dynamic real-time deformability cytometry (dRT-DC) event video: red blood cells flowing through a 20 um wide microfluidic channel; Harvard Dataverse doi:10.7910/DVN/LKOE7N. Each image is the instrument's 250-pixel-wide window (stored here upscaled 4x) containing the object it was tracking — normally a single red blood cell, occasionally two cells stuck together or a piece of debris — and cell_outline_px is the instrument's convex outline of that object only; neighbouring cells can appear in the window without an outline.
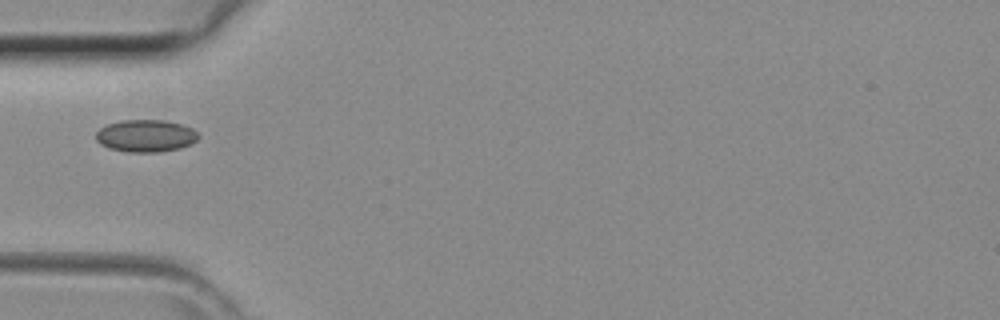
{"species": "common noctule bat (a hibernating species)", "species_latin": "Nyctalus noctula", "temperature_condition": "room temperature", "stored_images_in_passage": 31, "camera_frame_rate_fps": 3000, "um_per_image_px": 0.085, "animal": {"sex": "female", "body_mass_g": 29.2, "forearm_length_mm": 56.3}, "frame": {"image": 1, "passage_image": 1, "time_ms": 0.0, "image_size_px": [1000, 320], "cell_outline_px": [[200, 136], [192, 144], [180, 148], [160, 152], [128, 152], [108, 148], [100, 144], [96, 140], [96, 132], [100, 128], [108, 124], [120, 120], [164, 120], [180, 124], [192, 128]], "centroid_in_image_um": [12.38, 11.55], "position_along_channel_um": 72.6, "area_um2": 19.36}}
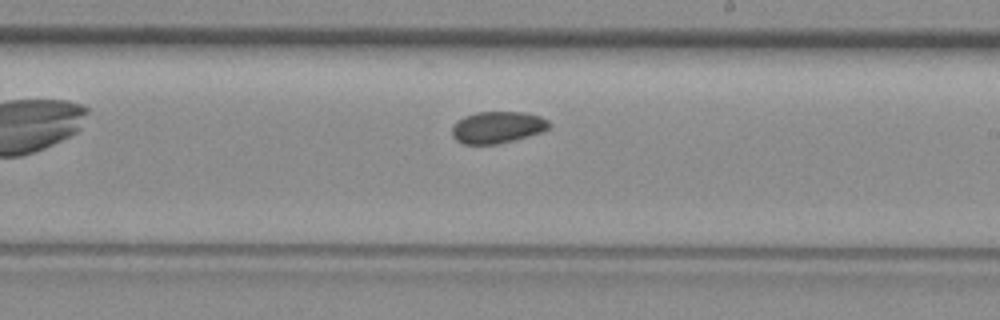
{"frame": {"image": 2, "passage_image": 12, "time_ms": 3.667, "image_size_px": [1000, 320], "cell_outline_px": [[548, 128], [540, 132], [528, 136], [496, 144], [464, 144], [456, 140], [452, 136], [452, 128], [456, 120], [464, 116], [476, 112], [524, 112], [540, 116], [548, 120]], "centroid_in_image_um": [42.23, 10.81], "position_along_channel_um": 246.8, "area_um2": 17.86}}
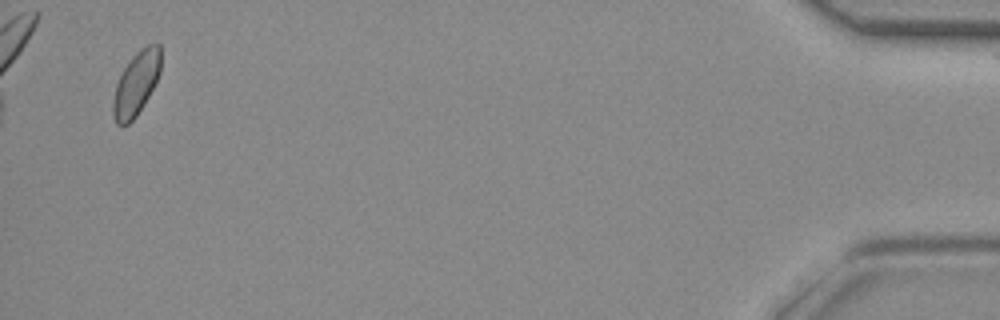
{"frame": {"image": 3, "passage_image": 29, "time_ms": 9.333, "image_size_px": [1000, 320], "cell_outline_px": [[160, 72], [148, 96], [136, 116], [128, 124], [116, 124], [112, 112], [112, 104], [116, 84], [124, 68], [132, 56], [140, 48], [148, 44], [160, 44]], "centroid_in_image_um": [11.56, 7.09], "position_along_channel_um": 423.6, "area_um2": 17.4}}